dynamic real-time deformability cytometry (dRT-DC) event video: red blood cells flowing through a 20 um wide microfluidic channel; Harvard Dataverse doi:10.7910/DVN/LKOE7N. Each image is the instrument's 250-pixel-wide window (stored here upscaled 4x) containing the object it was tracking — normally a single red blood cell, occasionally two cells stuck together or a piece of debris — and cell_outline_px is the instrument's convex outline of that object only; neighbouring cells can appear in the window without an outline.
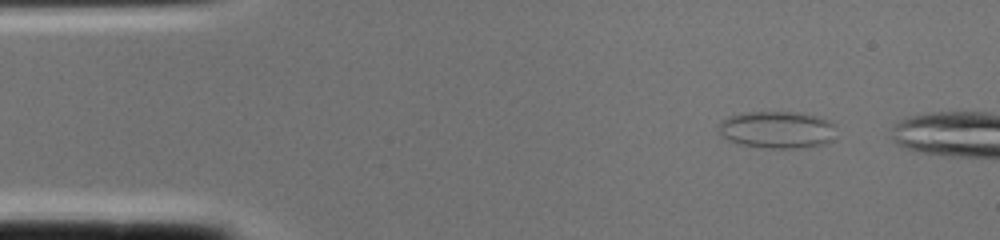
{"species": "common noctule bat (a hibernating species)", "species_latin": "Nyctalus noctula", "temperature_condition": "cold", "stored_images_in_passage": 2, "camera_frame_rate_fps": 3000, "um_per_image_px": 0.085, "animal": {"sex": "female", "body_mass_g": 22.0, "forearm_length_mm": 56.7}, "frame": {"image": 1, "passage_image": 1, "time_ms": 0.0, "image_size_px": [1000, 240], "cell_outline_px": [[836, 124], [832, 140], [824, 144], [804, 148], [764, 148], [740, 144], [728, 140], [716, 132], [720, 120], [728, 116], [744, 112], [800, 112], [832, 120]], "centroid_in_image_um": [66.04, 11.02], "position_along_channel_um": 19.0, "area_um2": 26.01}}